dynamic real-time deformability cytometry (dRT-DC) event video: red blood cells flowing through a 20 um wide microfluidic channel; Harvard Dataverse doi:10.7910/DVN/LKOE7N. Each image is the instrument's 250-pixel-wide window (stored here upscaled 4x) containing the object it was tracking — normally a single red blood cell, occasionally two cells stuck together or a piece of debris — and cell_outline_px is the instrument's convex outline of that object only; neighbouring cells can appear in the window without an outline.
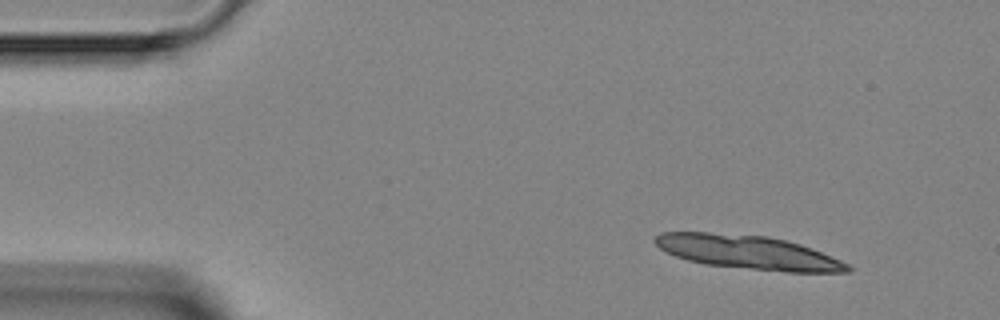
{"species": "Egyptian fruit bat (a non-hibernating species)", "species_latin": "Rousettus aegyptiacus", "temperature_condition": "room temperature", "stored_images_in_passage": 4, "camera_frame_rate_fps": 3000, "um_per_image_px": 0.085, "animal": {"sex": "female"}, "frame": {"image": 1, "passage_image": 2, "time_ms": 1.0, "image_size_px": [1000, 320], "cell_outline_px": [[852, 272], [784, 272], [704, 264], [688, 260], [676, 256], [660, 248], [652, 240], [660, 232], [708, 232], [768, 236], [800, 244], [840, 260], [848, 264], [852, 268]], "centroid_in_image_um": [63.58, 21.44], "position_along_channel_um": 21.4, "area_um2": 37.74}}